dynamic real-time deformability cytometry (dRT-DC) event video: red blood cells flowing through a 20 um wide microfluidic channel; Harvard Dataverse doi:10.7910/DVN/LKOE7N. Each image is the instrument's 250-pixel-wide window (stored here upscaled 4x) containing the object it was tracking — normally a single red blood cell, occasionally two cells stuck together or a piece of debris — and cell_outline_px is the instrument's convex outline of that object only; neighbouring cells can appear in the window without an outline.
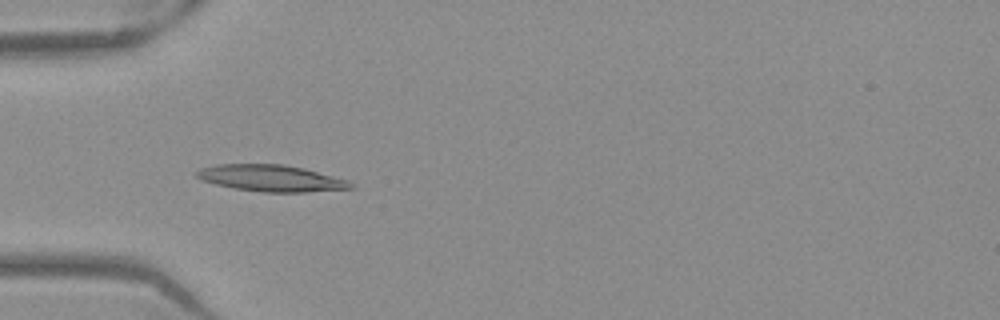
{"species": "Egyptian fruit bat (a non-hibernating species)", "species_latin": "Rousettus aegyptiacus", "temperature_condition": "warm", "stored_images_in_passage": 52, "camera_frame_rate_fps": 3000, "um_per_image_px": 0.085, "frame": {"image": 1, "passage_image": 17, "time_ms": 5.333, "image_size_px": [1000, 320], "cell_outline_px": [[356, 188], [304, 192], [264, 192], [232, 188], [216, 184], [204, 180], [196, 176], [196, 172], [200, 168], [216, 164], [284, 164], [304, 168], [348, 180]], "centroid_in_image_um": [23.06, 15.14], "position_along_channel_um": 61.9, "area_um2": 23.76}}
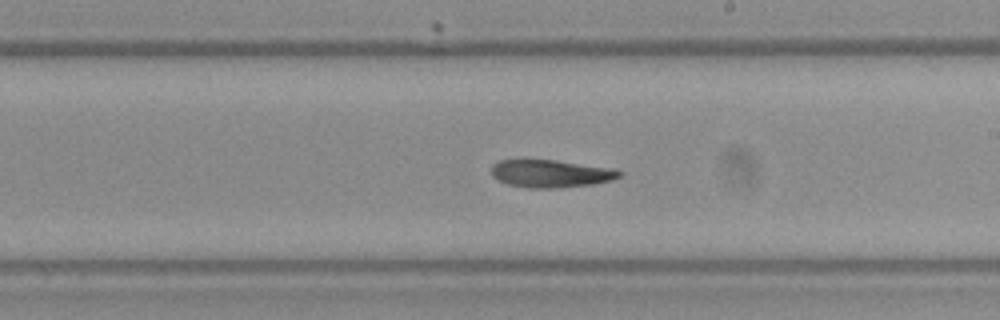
{"frame": {"image": 2, "passage_image": 31, "time_ms": 10.0, "image_size_px": [1000, 320], "cell_outline_px": [[624, 172], [620, 176], [612, 180], [592, 184], [556, 188], [528, 188], [508, 184], [492, 176], [492, 164], [500, 160], [520, 156], [556, 160], [616, 168]], "centroid_in_image_um": [46.78, 14.7], "position_along_channel_um": 242.2, "area_um2": 21.5}}
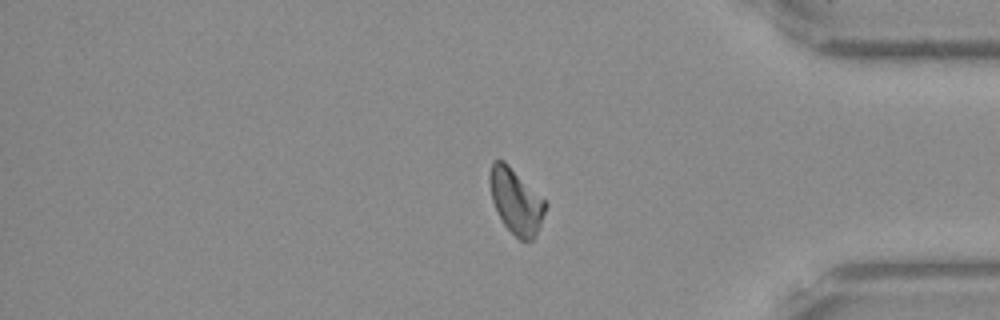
{"frame": {"image": 3, "passage_image": 44, "time_ms": 14.333, "image_size_px": [1000, 320], "cell_outline_px": [[548, 204], [536, 236], [528, 244], [520, 240], [504, 224], [492, 200], [488, 180], [488, 172], [492, 160], [504, 160]], "centroid_in_image_um": [43.84, 17.1], "position_along_channel_um": 391.4, "area_um2": 21.1}, "authors_computed_cell_mechanics": {"area_um2": 21.4149, "velocity_mm_per_s": 3.9178, "shape_relaxation_time_tau1_ms": 10.5057, "shape_relaxation_time_tau2_ms": 4.7141, "deformation_change_tau1": 0.2665, "deformation_change_tau2": 0.122}}